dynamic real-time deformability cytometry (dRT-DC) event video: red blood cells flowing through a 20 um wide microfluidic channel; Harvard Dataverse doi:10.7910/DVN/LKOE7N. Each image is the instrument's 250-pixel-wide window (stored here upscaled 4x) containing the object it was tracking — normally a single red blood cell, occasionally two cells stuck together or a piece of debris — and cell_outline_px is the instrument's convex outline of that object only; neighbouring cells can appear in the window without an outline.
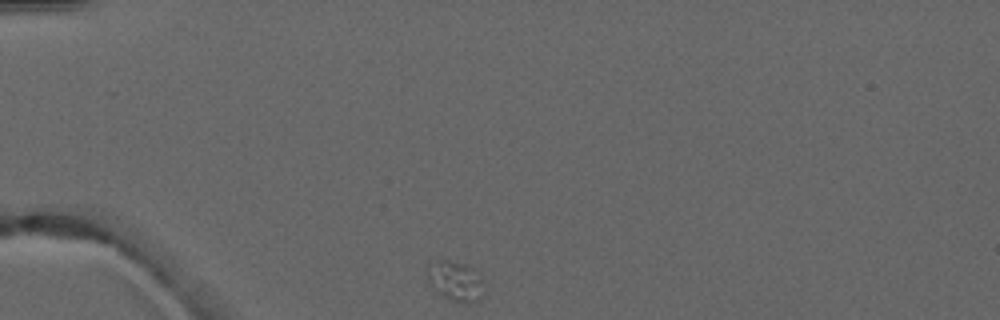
{"species": "common noctule bat (a hibernating species)", "species_latin": "Nyctalus noctula", "temperature_condition": "warm", "stored_images_in_passage": 3, "camera_frame_rate_fps": 3000, "um_per_image_px": 0.085, "animal": {"sex": "male", "forearm_length_mm": 52.5}, "frame": {"image": 1, "passage_image": 1, "time_ms": 0.0, "image_size_px": [1000, 320], "cell_outline_px": [[484, 280], [480, 300], [472, 304], [464, 304], [444, 296], [432, 288], [428, 284], [424, 272], [436, 260], [448, 260], [468, 264], [476, 268], [480, 272]], "centroid_in_image_um": [38.74, 23.87], "position_along_channel_um": 46.3, "area_um2": 13.76}}